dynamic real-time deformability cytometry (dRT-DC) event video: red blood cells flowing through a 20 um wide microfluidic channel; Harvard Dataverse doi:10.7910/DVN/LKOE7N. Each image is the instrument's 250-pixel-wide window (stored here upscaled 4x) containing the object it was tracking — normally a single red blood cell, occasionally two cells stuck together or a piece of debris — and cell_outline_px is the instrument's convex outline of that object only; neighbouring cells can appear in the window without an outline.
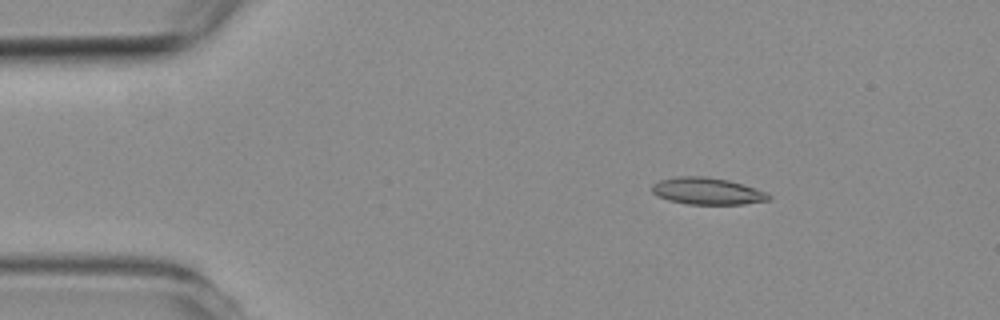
{"species": "common noctule bat (a hibernating species)", "species_latin": "Nyctalus noctula", "temperature_condition": "room temperature", "stored_images_in_passage": 4, "camera_frame_rate_fps": 3000, "um_per_image_px": 0.085, "animal": {"sex": "female", "body_mass_g": 19.3, "forearm_length_mm": 54.1}, "frame": {"image": 1, "passage_image": 2, "time_ms": 2.333, "image_size_px": [1000, 320], "cell_outline_px": [[772, 196], [768, 200], [744, 204], [688, 204], [668, 200], [656, 196], [652, 192], [652, 184], [660, 180], [676, 176], [708, 176], [728, 180], [744, 184], [764, 192]], "centroid_in_image_um": [60.08, 16.24], "position_along_channel_um": 24.9, "area_um2": 18.32}}
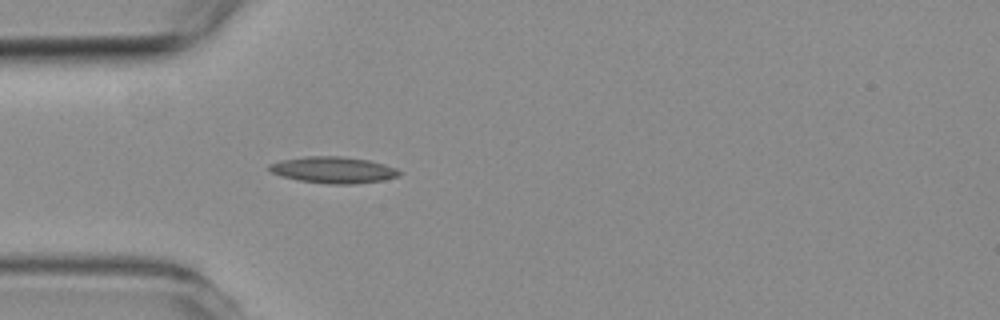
{"frame": {"image": 2, "passage_image": 4, "time_ms": 4.667, "image_size_px": [1000, 320], "cell_outline_px": [[404, 172], [400, 176], [384, 180], [352, 184], [328, 184], [300, 180], [280, 176], [272, 172], [268, 168], [268, 164], [280, 160], [304, 156], [340, 156], [368, 160], [384, 164], [396, 168]], "centroid_in_image_um": [28.35, 14.44], "position_along_channel_um": 56.7, "area_um2": 20.17}}